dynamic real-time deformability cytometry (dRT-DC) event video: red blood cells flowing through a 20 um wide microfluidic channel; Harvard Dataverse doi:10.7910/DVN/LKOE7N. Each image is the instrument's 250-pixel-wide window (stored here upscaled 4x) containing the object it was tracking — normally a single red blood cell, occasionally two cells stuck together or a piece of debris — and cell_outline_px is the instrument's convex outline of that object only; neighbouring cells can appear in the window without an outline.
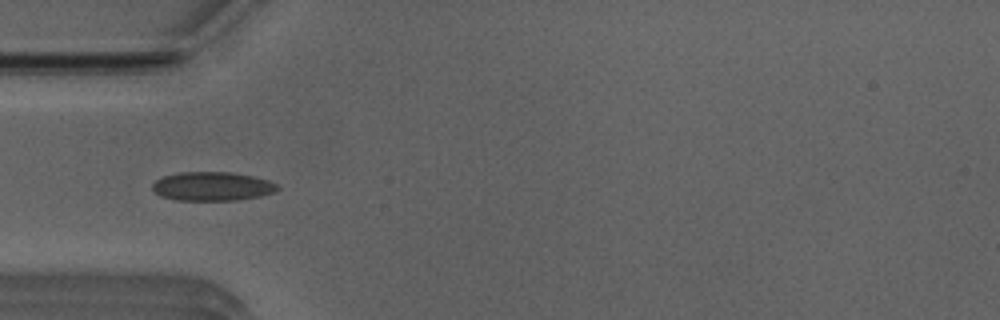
{"species": "Egyptian fruit bat (a non-hibernating species)", "species_latin": "Rousettus aegyptiacus", "temperature_condition": "room temperature", "stored_images_in_passage": 51, "camera_frame_rate_fps": 3000, "um_per_image_px": 0.085, "animal": {"sex": "male"}, "frame": {"image": 1, "passage_image": 15, "time_ms": 4.667, "image_size_px": [1000, 320], "cell_outline_px": [[280, 188], [276, 192], [260, 196], [236, 200], [176, 200], [160, 196], [152, 188], [152, 184], [156, 180], [164, 176], [180, 172], [232, 172], [252, 176], [268, 180], [276, 184]], "centroid_in_image_um": [18.05, 15.84], "position_along_channel_um": 66.9, "area_um2": 21.04}}
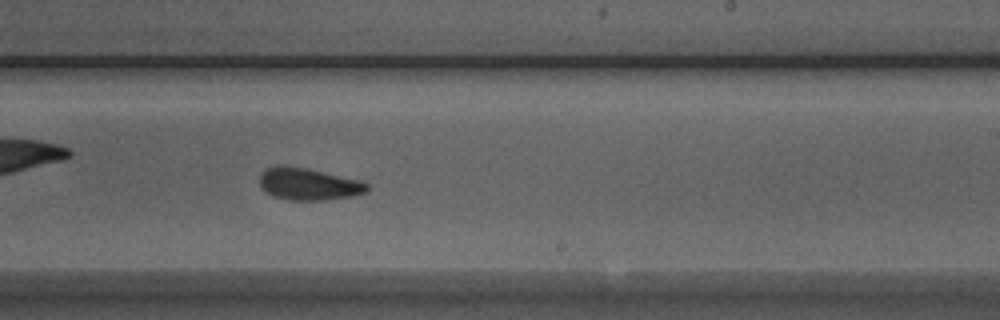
{"frame": {"image": 2, "passage_image": 30, "time_ms": 9.667, "image_size_px": [1000, 320], "cell_outline_px": [[372, 188], [368, 192], [352, 196], [324, 200], [288, 200], [272, 196], [260, 184], [260, 172], [264, 168], [276, 164], [288, 164], [308, 168], [364, 180]], "centroid_in_image_um": [26.26, 15.61], "position_along_channel_um": 262.7, "area_um2": 20.81}}
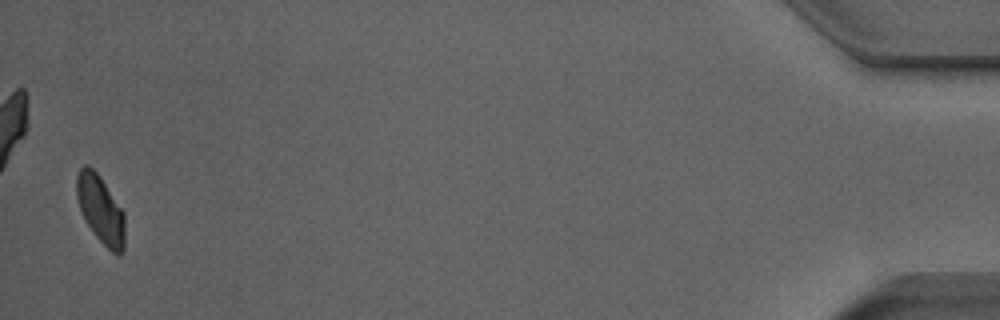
{"frame": {"image": 3, "passage_image": 50, "time_ms": 16.333, "image_size_px": [1000, 320], "cell_outline_px": [[124, 248], [120, 256], [116, 256], [92, 232], [84, 220], [76, 196], [76, 176], [80, 168], [84, 164], [88, 164], [96, 172], [124, 212]], "centroid_in_image_um": [8.53, 17.82], "position_along_channel_um": 426.7, "area_um2": 19.02}, "authors_computed_cell_mechanics": {"area_um2": 20.0566, "velocity_mm_per_s": 3.9185, "shape_relaxation_time_tau1_ms": 4.8731, "shape_relaxation_time_tau2_ms": 1.2433, "deformation_change_tau1": 0.1016, "deformation_change_tau2": 0.0448}}